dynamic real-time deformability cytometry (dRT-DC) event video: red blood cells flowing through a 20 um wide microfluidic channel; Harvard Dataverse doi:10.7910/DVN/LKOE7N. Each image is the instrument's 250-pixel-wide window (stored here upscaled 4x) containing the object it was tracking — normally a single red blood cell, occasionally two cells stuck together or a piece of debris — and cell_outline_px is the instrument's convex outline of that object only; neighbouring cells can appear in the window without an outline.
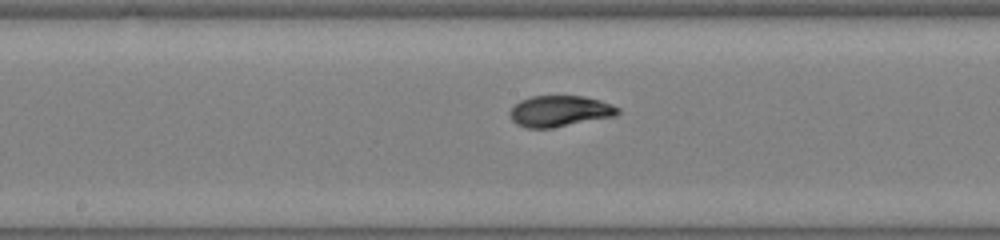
{"species": "common noctule bat (a hibernating species)", "species_latin": "Nyctalus noctula", "temperature_condition": "warm", "stored_images_in_passage": 25, "camera_frame_rate_fps": 3000, "um_per_image_px": 0.085, "animal": {"sex": "male", "body_mass_g": 19.0, "forearm_length_mm": 50.8}, "frame": {"image": 1, "passage_image": 18, "time_ms": 5.667, "image_size_px": [1000, 240], "cell_outline_px": [[620, 112], [616, 116], [552, 128], [528, 128], [516, 124], [508, 116], [508, 112], [512, 104], [520, 100], [532, 96], [584, 96], [600, 100], [612, 104], [620, 108]], "centroid_in_image_um": [47.55, 9.44], "position_along_channel_um": 200.7, "area_um2": 19.88}}